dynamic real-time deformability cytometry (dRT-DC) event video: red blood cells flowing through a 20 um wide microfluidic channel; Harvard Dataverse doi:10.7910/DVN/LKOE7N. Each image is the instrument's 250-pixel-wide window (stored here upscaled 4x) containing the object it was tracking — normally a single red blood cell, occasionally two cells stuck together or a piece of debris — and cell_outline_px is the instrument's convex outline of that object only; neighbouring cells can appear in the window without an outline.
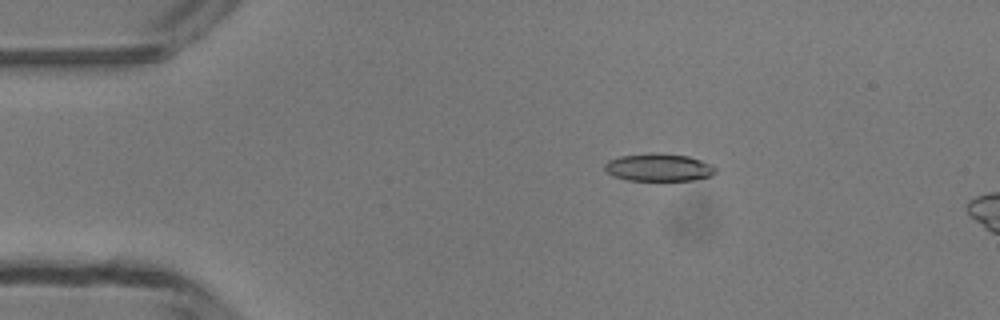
{"species": "common noctule bat (a hibernating species)", "species_latin": "Nyctalus noctula", "temperature_condition": "room temperature", "stored_images_in_passage": 12, "camera_frame_rate_fps": 3000, "um_per_image_px": 0.085, "animal": {"sex": "male", "body_mass_g": 13.3}, "frame": {"image": 1, "passage_image": 7, "time_ms": 2.0, "image_size_px": [1000, 320], "cell_outline_px": [[716, 172], [712, 176], [696, 180], [628, 180], [612, 176], [604, 168], [604, 164], [608, 160], [620, 156], [652, 152], [688, 156], [700, 160], [716, 168]], "centroid_in_image_um": [55.97, 14.23], "position_along_channel_um": 29.0, "area_um2": 17.86}}